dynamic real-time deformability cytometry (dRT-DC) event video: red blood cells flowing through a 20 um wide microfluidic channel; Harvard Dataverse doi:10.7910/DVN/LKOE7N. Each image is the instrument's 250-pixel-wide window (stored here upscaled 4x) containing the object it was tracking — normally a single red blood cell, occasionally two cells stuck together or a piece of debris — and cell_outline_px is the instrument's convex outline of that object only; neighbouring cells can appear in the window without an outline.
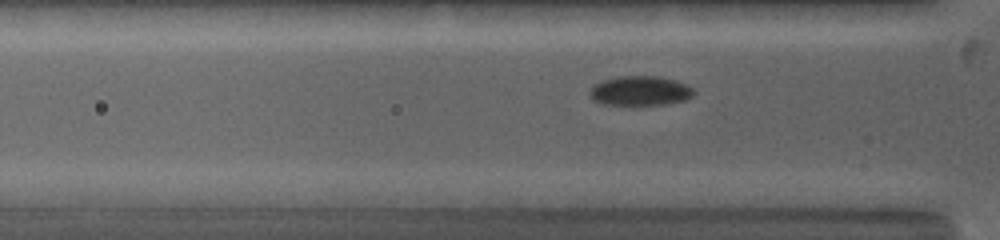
{"species": "common noctule bat (a hibernating species)", "species_latin": "Nyctalus noctula", "temperature_condition": "warm", "stored_images_in_passage": 35, "camera_frame_rate_fps": 5000, "um_per_image_px": 0.085, "animal": {"sex": "female", "body_mass_g": 19.0, "forearm_length_mm": 53.3}, "frame": {"image": 1, "passage_image": 8, "time_ms": 3.0, "image_size_px": [1000, 240], "cell_outline_px": [[696, 92], [692, 96], [684, 100], [668, 104], [604, 104], [596, 100], [588, 92], [592, 84], [616, 76], [660, 76], [676, 80], [688, 84]], "centroid_in_image_um": [54.44, 7.69], "position_along_channel_um": 71.4, "area_um2": 17.92}}
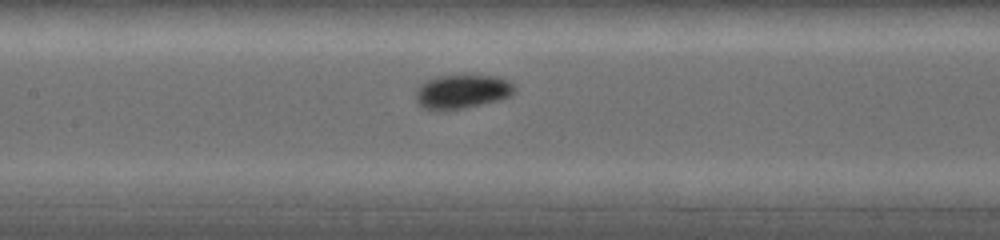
{"frame": {"image": 2, "passage_image": 15, "time_ms": 5.4, "image_size_px": [1000, 240], "cell_outline_px": [[516, 88], [508, 96], [500, 100], [464, 108], [444, 112], [440, 112], [424, 108], [416, 100], [416, 88], [420, 84], [436, 76], [496, 76], [512, 80]], "centroid_in_image_um": [39.27, 7.8], "position_along_channel_um": 168.1, "area_um2": 19.77}}
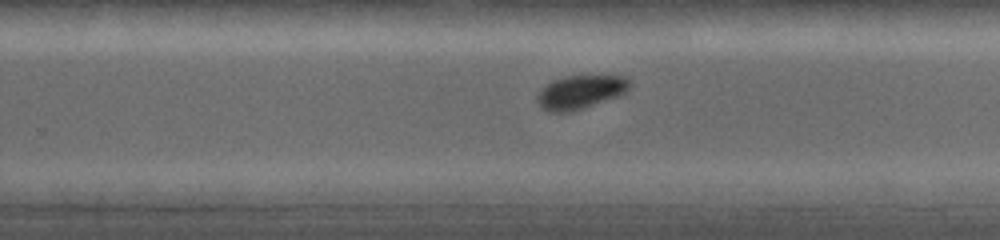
{"frame": {"image": 3, "passage_image": 23, "time_ms": 8.2, "image_size_px": [1000, 240], "cell_outline_px": [[632, 84], [620, 96], [572, 112], [548, 112], [540, 108], [536, 100], [536, 96], [552, 80], [564, 76], [628, 76]], "centroid_in_image_um": [49.34, 7.84], "position_along_channel_um": 280.5, "area_um2": 18.26}, "authors_computed_cell_mechanics": {"area_um2": 17.918, "velocity_mm_per_s": 4.0288, "shape_relaxation_time_tau1_ms": 1.4603, "shape_relaxation_time_tau2_ms": null, "deformation_change_tau1": 0.0601, "deformation_change_tau2": null}}